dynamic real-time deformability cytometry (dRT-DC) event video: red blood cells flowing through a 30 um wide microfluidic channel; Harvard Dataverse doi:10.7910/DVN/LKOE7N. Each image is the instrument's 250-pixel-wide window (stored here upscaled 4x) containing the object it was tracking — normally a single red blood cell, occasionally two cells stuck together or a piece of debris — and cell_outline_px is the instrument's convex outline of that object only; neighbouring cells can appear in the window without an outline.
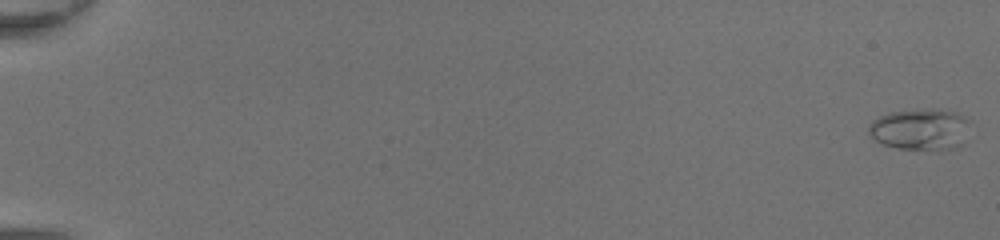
{"species": "common noctule bat (a hibernating species)", "species_latin": "Nyctalus noctula", "temperature_condition": "room temperature", "stored_images_in_passage": 49, "camera_frame_rate_fps": 3000, "um_per_image_px": 0.085, "animal": {"sex": "female", "body_mass_g": 20.0, "forearm_length_mm": 54.0}, "frame": {"image": 1, "passage_image": 1, "time_ms": 0.0, "image_size_px": [1000, 240], "cell_outline_px": [[972, 120], [960, 144], [956, 148], [896, 148], [884, 144], [876, 140], [868, 132], [868, 124], [872, 120], [888, 112], [932, 108], [936, 108], [956, 112]], "centroid_in_image_um": [78.21, 10.94], "position_along_channel_um": 6.8, "area_um2": 24.22}}
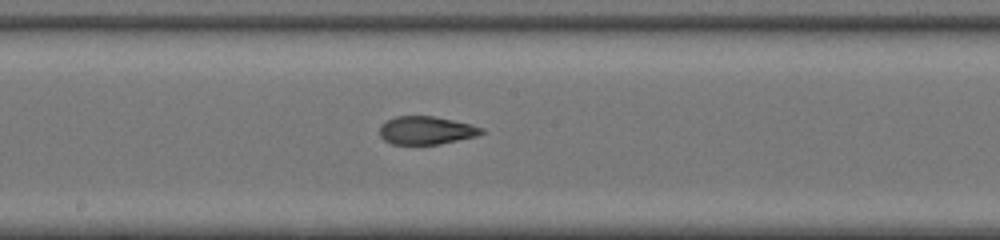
{"frame": {"image": 2, "passage_image": 29, "time_ms": 9.333, "image_size_px": [1000, 240], "cell_outline_px": [[484, 132], [476, 136], [440, 144], [392, 144], [384, 140], [380, 136], [380, 124], [396, 116], [432, 116], [472, 124], [484, 128]], "centroid_in_image_um": [36.23, 11.08], "position_along_channel_um": 212.0, "area_um2": 16.65}}
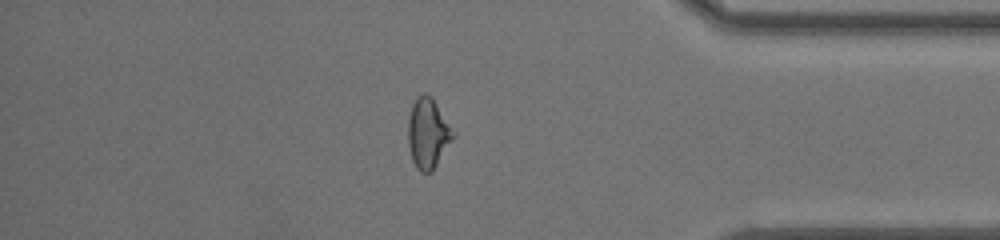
{"frame": {"image": 3, "passage_image": 43, "time_ms": 14.0, "image_size_px": [1000, 240], "cell_outline_px": [[456, 132], [452, 140], [432, 172], [420, 172], [416, 168], [412, 160], [408, 144], [408, 120], [412, 104], [416, 96], [424, 92], [432, 96]], "centroid_in_image_um": [36.38, 11.3], "position_along_channel_um": 398.8, "area_um2": 18.67}, "authors_computed_cell_mechanics": {"area_um2": 17.8024, "velocity_mm_per_s": 4.4398, "shape_relaxation_time_tau1_ms": 6.6848, "shape_relaxation_time_tau2_ms": 1.3399, "deformation_change_tau1": 0.2505, "deformation_change_tau2": 0.0833}}